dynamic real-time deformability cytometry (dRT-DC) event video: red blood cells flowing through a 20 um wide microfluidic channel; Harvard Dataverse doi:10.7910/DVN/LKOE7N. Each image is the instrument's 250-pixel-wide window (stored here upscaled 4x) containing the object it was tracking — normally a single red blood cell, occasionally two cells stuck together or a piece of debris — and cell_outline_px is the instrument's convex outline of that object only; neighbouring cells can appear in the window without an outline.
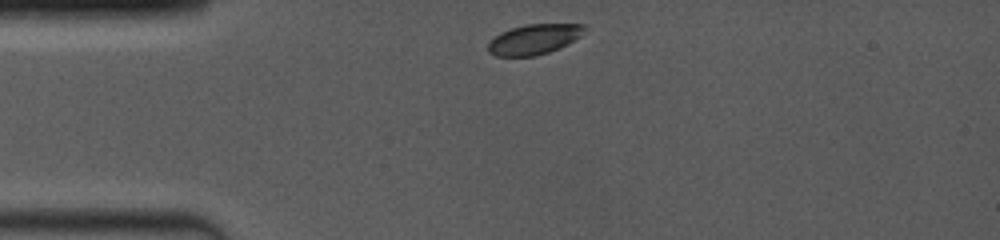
{"species": "common noctule bat (a hibernating species)", "species_latin": "Nyctalus noctula", "temperature_condition": "room temperature", "stored_images_in_passage": 13, "camera_frame_rate_fps": 4000, "um_per_image_px": 0.085, "animal": {"sex": "female", "body_mass_g": 19.0, "forearm_length_mm": 53.3}, "frame": {"image": 1, "passage_image": 1, "time_ms": 0.0, "image_size_px": [1000, 240], "cell_outline_px": [[588, 28], [580, 36], [568, 44], [560, 48], [536, 56], [496, 56], [488, 52], [488, 44], [500, 32], [524, 24], [584, 24]], "centroid_in_image_um": [45.42, 3.33], "position_along_channel_um": 39.6, "area_um2": 16.99}}
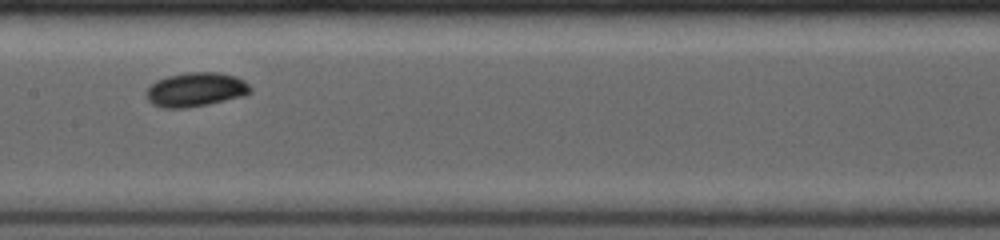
{"frame": {"image": 2, "passage_image": 10, "time_ms": 4.5, "image_size_px": [1000, 240], "cell_outline_px": [[252, 92], [244, 96], [208, 104], [188, 108], [164, 108], [152, 104], [148, 100], [144, 92], [156, 80], [168, 76], [188, 72], [220, 72], [236, 76], [244, 80], [252, 88]], "centroid_in_image_um": [16.65, 7.61], "position_along_channel_um": 190.8, "area_um2": 20.92}}
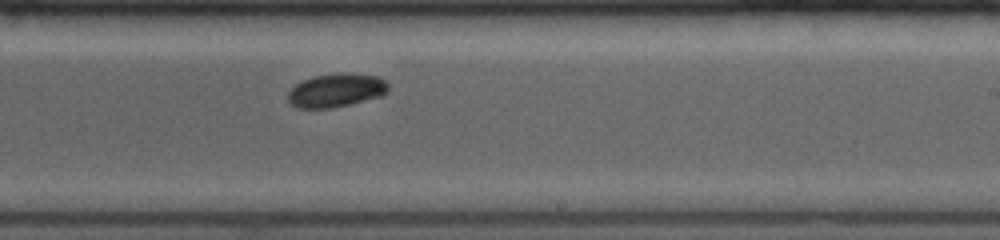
{"frame": {"image": 3, "passage_image": 13, "time_ms": 6.25, "image_size_px": [1000, 240], "cell_outline_px": [[388, 92], [380, 96], [332, 108], [300, 108], [292, 104], [288, 100], [288, 92], [296, 84], [304, 80], [316, 76], [340, 72], [348, 72], [376, 76], [388, 80]], "centroid_in_image_um": [28.61, 7.66], "position_along_channel_um": 260.4, "area_um2": 19.54}}